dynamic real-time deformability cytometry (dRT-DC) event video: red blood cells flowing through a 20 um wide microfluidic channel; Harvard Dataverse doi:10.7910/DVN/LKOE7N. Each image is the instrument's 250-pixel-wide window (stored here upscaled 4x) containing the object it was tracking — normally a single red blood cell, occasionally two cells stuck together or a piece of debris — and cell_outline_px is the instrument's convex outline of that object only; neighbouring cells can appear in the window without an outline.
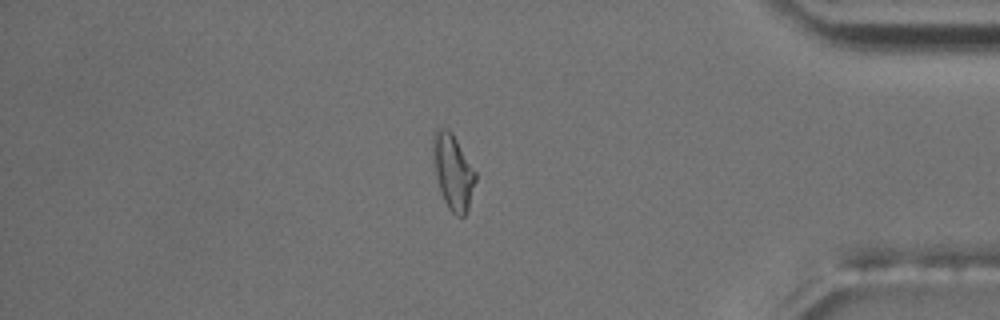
{"species": "common noctule bat (a hibernating species)", "species_latin": "Nyctalus noctula", "temperature_condition": "room temperature", "stored_images_in_passage": 54, "camera_frame_rate_fps": 3000, "um_per_image_px": 0.085, "animal": {"sex": "male", "body_mass_g": 17.5, "forearm_length_mm": 52.3}, "frame": {"image": 1, "passage_image": 46, "time_ms": 15.0, "image_size_px": [1000, 320], "cell_outline_px": [[476, 180], [468, 208], [464, 216], [456, 216], [448, 208], [440, 192], [436, 176], [432, 152], [432, 136], [436, 128], [444, 128], [452, 132], [476, 172]], "centroid_in_image_um": [38.49, 14.58], "position_along_channel_um": 396.7, "area_um2": 18.61}}